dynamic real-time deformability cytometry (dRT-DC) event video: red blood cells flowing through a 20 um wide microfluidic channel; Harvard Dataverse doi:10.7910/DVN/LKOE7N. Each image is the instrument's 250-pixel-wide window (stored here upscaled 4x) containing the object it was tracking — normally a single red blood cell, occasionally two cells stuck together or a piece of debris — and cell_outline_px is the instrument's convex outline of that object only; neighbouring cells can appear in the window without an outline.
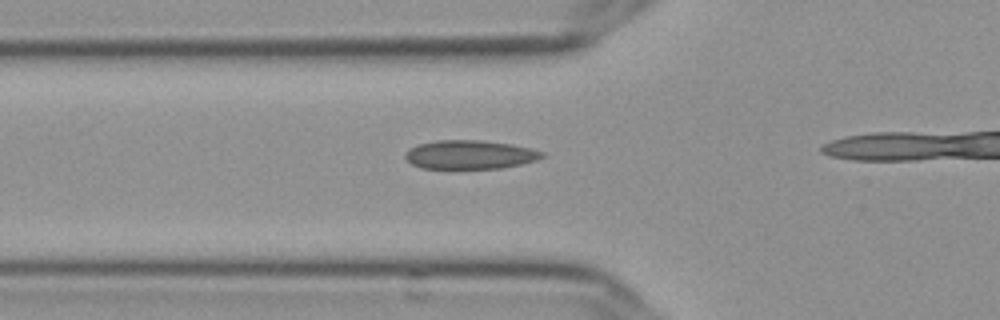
{"species": "Egyptian fruit bat (a non-hibernating species)", "species_latin": "Rousettus aegyptiacus", "temperature_condition": "cold", "stored_images_in_passage": 19, "camera_frame_rate_fps": 3000, "um_per_image_px": 0.085, "frame": {"image": 1, "passage_image": 14, "time_ms": 4.333, "image_size_px": [1000, 320], "cell_outline_px": [[544, 156], [536, 160], [520, 164], [500, 168], [420, 168], [412, 164], [404, 156], [412, 148], [420, 144], [436, 140], [480, 140], [512, 144], [544, 152]], "centroid_in_image_um": [39.95, 13.14], "position_along_channel_um": 85.8, "area_um2": 22.6}}
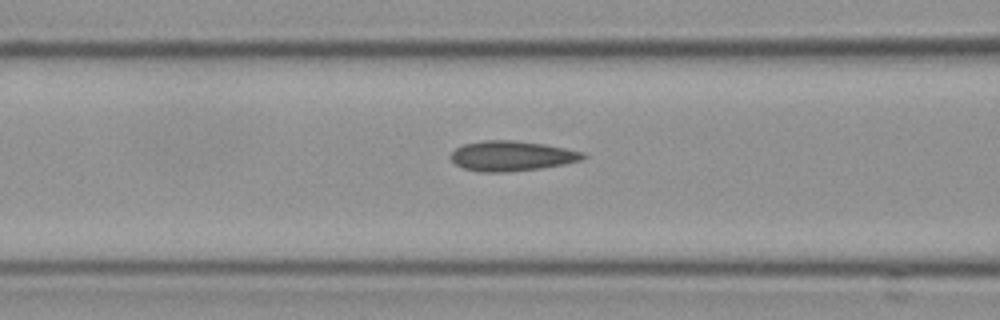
{"frame": {"image": 2, "passage_image": 17, "time_ms": 5.333, "image_size_px": [1000, 320], "cell_outline_px": [[588, 156], [580, 160], [564, 164], [540, 168], [504, 172], [484, 172], [464, 168], [456, 164], [452, 160], [452, 152], [456, 148], [464, 144], [484, 140], [516, 140], [544, 144], [584, 152]], "centroid_in_image_um": [43.51, 13.24], "position_along_channel_um": 123.1, "area_um2": 22.95}}